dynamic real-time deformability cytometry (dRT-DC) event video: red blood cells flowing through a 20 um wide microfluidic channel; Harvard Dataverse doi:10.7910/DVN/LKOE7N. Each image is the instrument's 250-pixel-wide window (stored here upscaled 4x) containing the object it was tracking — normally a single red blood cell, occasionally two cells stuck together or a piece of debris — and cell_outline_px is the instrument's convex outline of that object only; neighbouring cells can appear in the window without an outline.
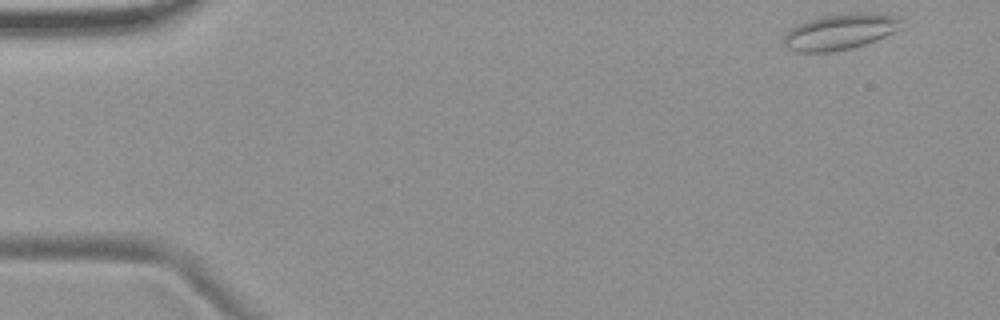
{"species": "common noctule bat (a hibernating species)", "species_latin": "Nyctalus noctula", "temperature_condition": "room temperature", "stored_images_in_passage": 9, "camera_frame_rate_fps": 3000, "um_per_image_px": 0.085, "animal": {"sex": "female", "body_mass_g": 19.9}, "frame": {"image": 1, "passage_image": 1, "time_ms": 0.0, "image_size_px": [1000, 320], "cell_outline_px": [[904, 28], [876, 40], [852, 48], [832, 52], [796, 52], [784, 48], [784, 36], [792, 28], [804, 20], [824, 16], [852, 12], [872, 12], [896, 16], [900, 20]], "centroid_in_image_um": [71.42, 2.7], "position_along_channel_um": 13.6, "area_um2": 24.85}}
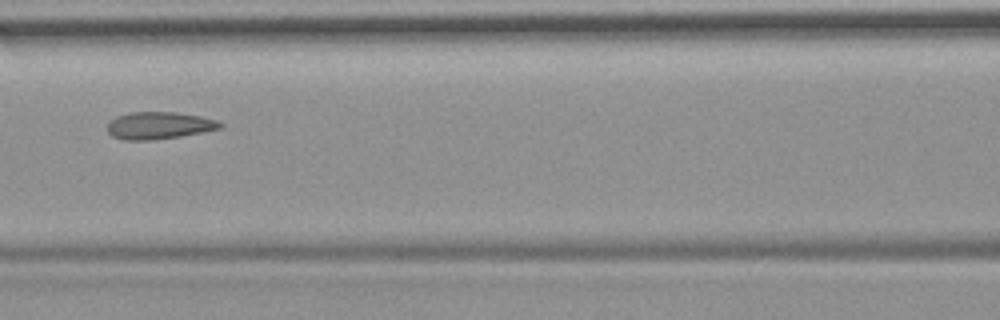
{"frame": {"image": 2, "passage_image": 7, "time_ms": 7.0, "image_size_px": [1000, 320], "cell_outline_px": [[224, 124], [220, 128], [204, 132], [180, 136], [152, 140], [124, 140], [112, 136], [108, 132], [108, 124], [116, 116], [128, 112], [176, 112], [200, 116], [216, 120]], "centroid_in_image_um": [13.51, 10.66], "position_along_channel_um": 153.1, "area_um2": 17.86}}
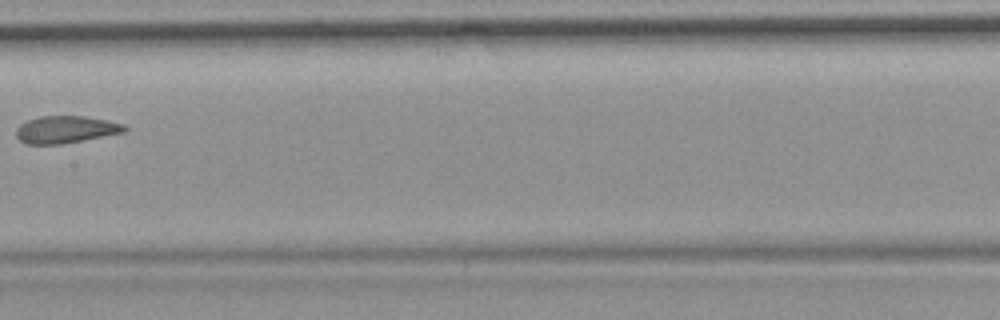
{"frame": {"image": 3, "passage_image": 8, "time_ms": 8.333, "image_size_px": [1000, 320], "cell_outline_px": [[128, 128], [124, 132], [60, 144], [28, 144], [20, 140], [16, 136], [16, 128], [20, 124], [28, 120], [40, 116], [84, 116], [108, 120], [124, 124]], "centroid_in_image_um": [5.58, 11.0], "position_along_channel_um": 201.8, "area_um2": 17.05}}